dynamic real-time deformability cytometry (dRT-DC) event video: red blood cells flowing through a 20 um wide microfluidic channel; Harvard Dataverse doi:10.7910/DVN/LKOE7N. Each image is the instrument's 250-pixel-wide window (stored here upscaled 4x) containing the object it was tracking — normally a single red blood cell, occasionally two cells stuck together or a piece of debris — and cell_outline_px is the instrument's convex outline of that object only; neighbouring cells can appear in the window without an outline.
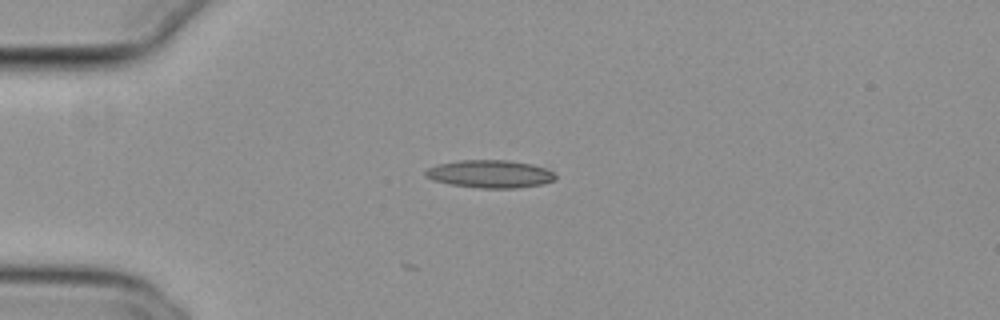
{"species": "common noctule bat (a hibernating species)", "species_latin": "Nyctalus noctula", "temperature_condition": "cold", "stored_images_in_passage": 3, "camera_frame_rate_fps": 3000, "um_per_image_px": 0.085, "animal": {"sex": "female", "body_mass_g": 29.2, "forearm_length_mm": 56.3}, "frame": {"image": 1, "passage_image": 3, "time_ms": 0.667, "image_size_px": [1000, 320], "cell_outline_px": [[556, 180], [544, 184], [516, 188], [480, 188], [452, 184], [432, 180], [424, 176], [424, 172], [428, 168], [440, 164], [460, 160], [508, 160], [532, 164], [544, 168], [552, 172], [556, 176]], "centroid_in_image_um": [41.67, 14.79], "position_along_channel_um": 43.3, "area_um2": 20.98}}